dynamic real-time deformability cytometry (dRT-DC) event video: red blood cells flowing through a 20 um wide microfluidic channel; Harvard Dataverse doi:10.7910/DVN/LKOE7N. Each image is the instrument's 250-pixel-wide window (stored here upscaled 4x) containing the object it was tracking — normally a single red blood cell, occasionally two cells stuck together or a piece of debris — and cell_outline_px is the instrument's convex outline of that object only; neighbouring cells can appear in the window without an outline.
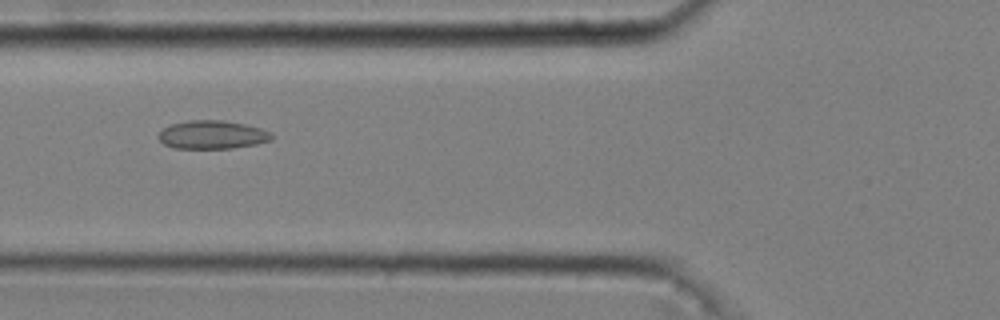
{"species": "common noctule bat (a hibernating species)", "species_latin": "Nyctalus noctula", "temperature_condition": "cold", "stored_images_in_passage": 32, "camera_frame_rate_fps": 3000, "um_per_image_px": 0.085, "animal": {"sex": "male", "body_mass_g": 20.4}, "frame": {"image": 1, "passage_image": 4, "time_ms": 1.0, "image_size_px": [1000, 320], "cell_outline_px": [[272, 140], [256, 144], [232, 148], [172, 148], [164, 144], [156, 136], [168, 124], [188, 120], [224, 120], [244, 124], [260, 128], [272, 132]], "centroid_in_image_um": [18.02, 11.44], "position_along_channel_um": 107.8, "area_um2": 18.84}}
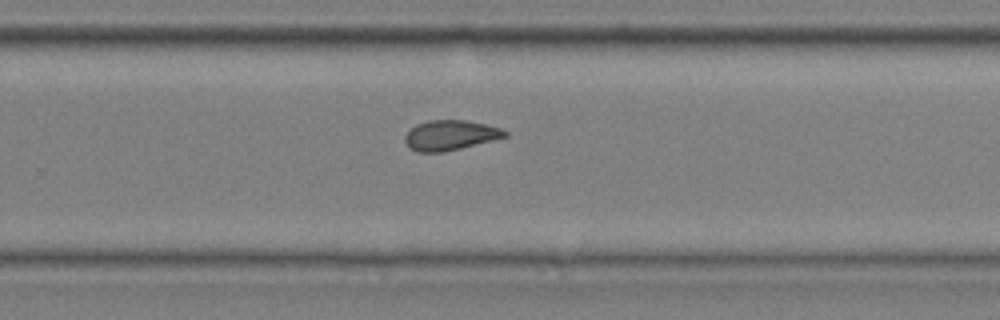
{"frame": {"image": 2, "passage_image": 19, "time_ms": 6.0, "image_size_px": [1000, 320], "cell_outline_px": [[508, 136], [444, 152], [416, 152], [408, 148], [404, 140], [404, 136], [416, 124], [428, 120], [464, 120], [484, 124], [500, 128], [508, 132]], "centroid_in_image_um": [38.23, 11.5], "position_along_channel_um": 291.6, "area_um2": 17.4}}
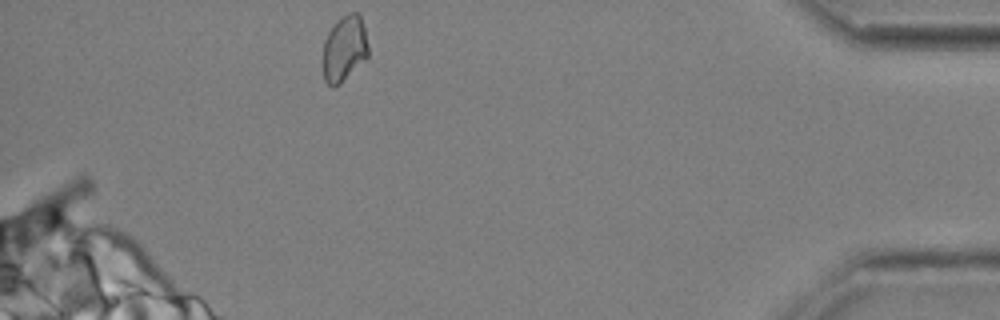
{"frame": {"image": 3, "passage_image": 32, "time_ms": 10.333, "image_size_px": [1000, 320], "cell_outline_px": [[368, 56], [340, 84], [332, 88], [324, 80], [324, 40], [328, 32], [348, 12], [360, 12], [364, 24], [368, 44]], "centroid_in_image_um": [29.3, 4.12], "position_along_channel_um": 405.9, "area_um2": 17.22}, "authors_computed_cell_mechanics": {"area_um2": 17.5423, "velocity_mm_per_s": 3.6778, "shape_relaxation_time_tau1_ms": null, "shape_relaxation_time_tau2_ms": 5.436, "deformation_change_tau1": null, "deformation_change_tau2": 0.0855}}